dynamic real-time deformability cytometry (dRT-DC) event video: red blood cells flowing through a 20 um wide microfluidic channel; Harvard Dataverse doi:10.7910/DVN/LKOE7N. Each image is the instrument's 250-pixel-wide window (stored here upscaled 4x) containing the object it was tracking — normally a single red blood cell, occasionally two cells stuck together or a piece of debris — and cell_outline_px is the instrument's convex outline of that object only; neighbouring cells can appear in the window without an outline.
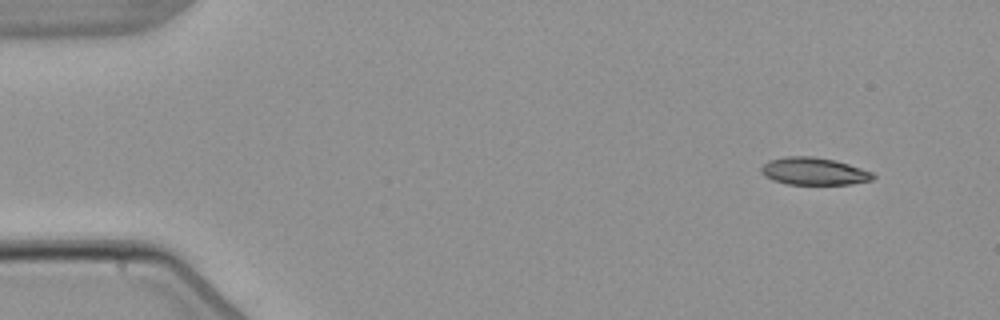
{"species": "common noctule bat (a hibernating species)", "species_latin": "Nyctalus noctula", "temperature_condition": "warm", "stored_images_in_passage": 5, "camera_frame_rate_fps": 3000, "um_per_image_px": 0.085, "animal": {"sex": "male", "body_mass_g": 21.5, "forearm_length_mm": 52.0}, "frame": {"image": 1, "passage_image": 1, "time_ms": 0.0, "image_size_px": [1000, 320], "cell_outline_px": [[876, 176], [872, 180], [852, 184], [788, 184], [772, 180], [764, 176], [760, 172], [760, 168], [768, 160], [784, 156], [812, 156], [836, 160], [872, 172]], "centroid_in_image_um": [69.15, 14.55], "position_along_channel_um": 15.8, "area_um2": 17.98}}
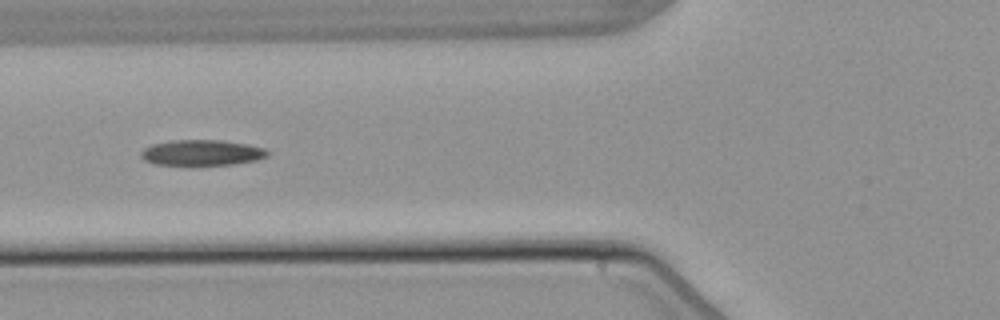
{"frame": {"image": 2, "passage_image": 3, "time_ms": 5.333, "image_size_px": [1000, 320], "cell_outline_px": [[268, 156], [256, 160], [232, 164], [192, 168], [188, 168], [156, 164], [144, 160], [140, 156], [140, 152], [144, 148], [152, 144], [172, 140], [220, 140], [248, 144], [264, 148], [268, 152]], "centroid_in_image_um": [17.1, 13.02], "position_along_channel_um": 108.7, "area_um2": 19.83}}
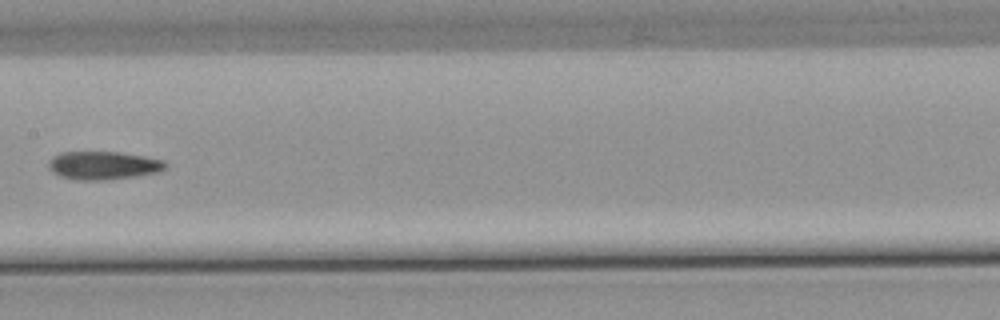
{"frame": {"image": 3, "passage_image": 5, "time_ms": 7.667, "image_size_px": [1000, 320], "cell_outline_px": [[168, 164], [160, 172], [136, 176], [108, 180], [76, 180], [60, 176], [52, 172], [48, 168], [48, 160], [52, 156], [60, 152], [116, 152], [144, 156], [164, 160]], "centroid_in_image_um": [8.76, 14.06], "position_along_channel_um": 198.6, "area_um2": 19.42}}